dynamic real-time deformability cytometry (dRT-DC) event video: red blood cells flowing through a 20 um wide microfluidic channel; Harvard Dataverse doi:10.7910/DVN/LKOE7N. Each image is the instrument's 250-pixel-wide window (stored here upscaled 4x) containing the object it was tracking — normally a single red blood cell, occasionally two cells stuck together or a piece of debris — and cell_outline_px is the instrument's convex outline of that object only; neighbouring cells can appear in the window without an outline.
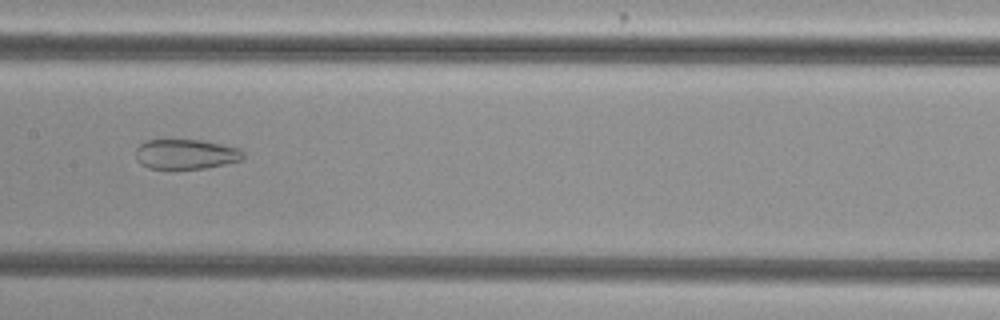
{"species": "common noctule bat (a hibernating species)", "species_latin": "Nyctalus noctula", "temperature_condition": "cold", "stored_images_in_passage": 13, "camera_frame_rate_fps": 3000, "um_per_image_px": 0.085, "animal": {"sex": "female", "body_mass_g": 29.2, "forearm_length_mm": 56.3}, "frame": {"image": 1, "passage_image": 10, "time_ms": 3.0, "image_size_px": [1000, 320], "cell_outline_px": [[244, 156], [240, 160], [224, 164], [204, 168], [148, 168], [140, 164], [136, 160], [136, 148], [140, 144], [148, 140], [204, 140], [240, 148], [244, 152]], "centroid_in_image_um": [15.79, 13.09], "position_along_channel_um": 191.6, "area_um2": 18.67}}
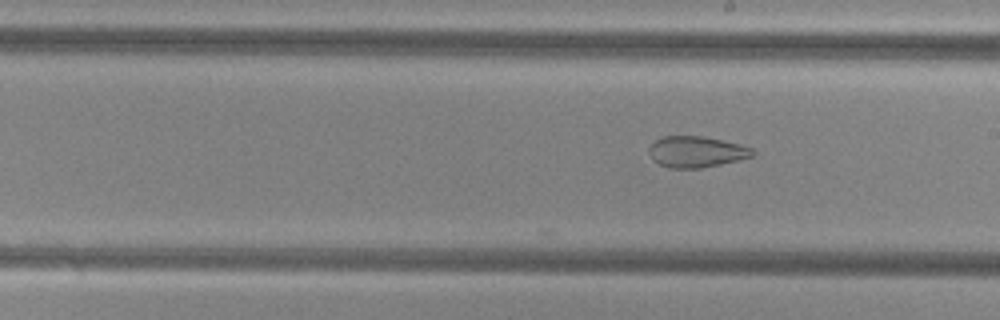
{"frame": {"image": 2, "passage_image": 13, "time_ms": 4.0, "image_size_px": [1000, 320], "cell_outline_px": [[756, 152], [752, 156], [720, 164], [700, 168], [668, 168], [652, 160], [648, 152], [648, 148], [656, 140], [664, 136], [704, 136], [740, 144], [752, 148]], "centroid_in_image_um": [59.16, 12.9], "position_along_channel_um": 229.8, "area_um2": 18.73}}